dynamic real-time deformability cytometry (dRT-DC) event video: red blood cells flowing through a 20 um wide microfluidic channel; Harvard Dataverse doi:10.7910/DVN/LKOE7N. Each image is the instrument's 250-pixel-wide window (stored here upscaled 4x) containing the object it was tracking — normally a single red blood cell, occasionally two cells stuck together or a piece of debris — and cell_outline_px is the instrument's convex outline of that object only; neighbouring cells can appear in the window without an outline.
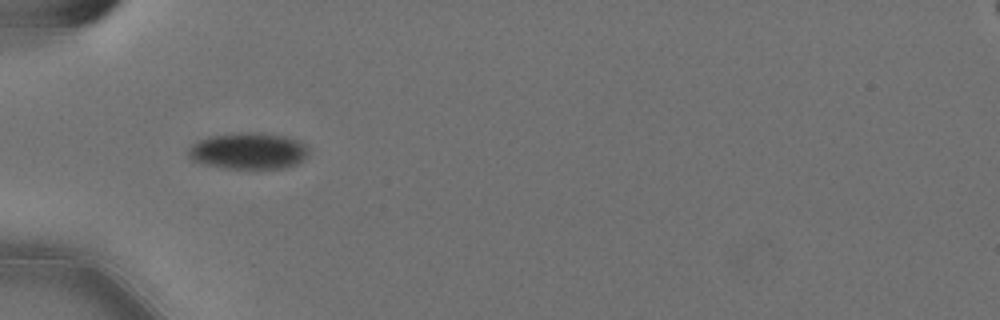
{"species": "Egyptian fruit bat (a non-hibernating species)", "species_latin": "Rousettus aegyptiacus", "temperature_condition": "cold", "stored_images_in_passage": 39, "camera_frame_rate_fps": 3000, "um_per_image_px": 0.085, "animal": {"sex": "female"}, "frame": {"image": 1, "passage_image": 1, "time_ms": 0.0, "image_size_px": [1000, 320], "cell_outline_px": [[308, 152], [296, 164], [284, 168], [224, 168], [204, 164], [192, 160], [188, 156], [188, 148], [192, 144], [208, 136], [248, 132], [260, 132], [284, 136], [300, 140], [308, 148]], "centroid_in_image_um": [21.09, 12.82], "position_along_channel_um": 63.9, "area_um2": 25.43}}
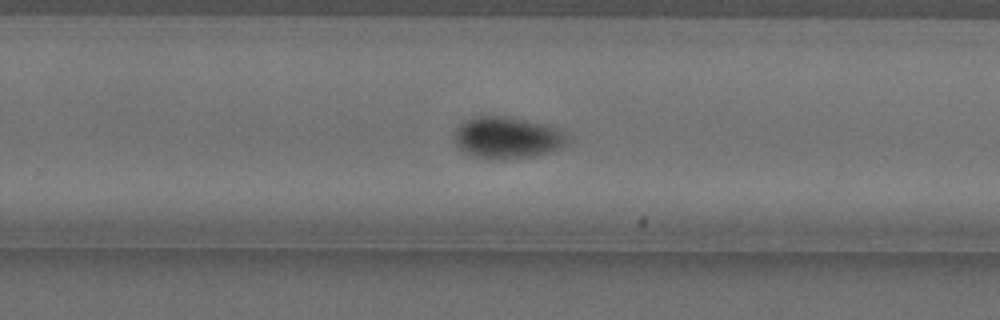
{"frame": {"image": 2, "passage_image": 20, "time_ms": 6.333, "image_size_px": [1000, 320], "cell_outline_px": [[568, 140], [560, 148], [548, 152], [532, 156], [504, 160], [500, 160], [476, 156], [464, 152], [456, 144], [456, 128], [464, 120], [472, 116], [508, 116], [548, 124], [564, 132], [568, 136]], "centroid_in_image_um": [43.12, 11.68], "position_along_channel_um": 286.7, "area_um2": 27.51}}
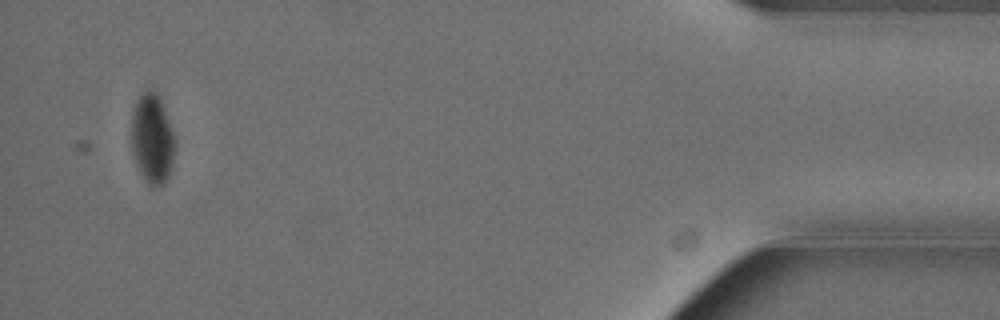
{"frame": {"image": 3, "passage_image": 37, "time_ms": 12.0, "image_size_px": [1000, 320], "cell_outline_px": [[176, 148], [172, 168], [164, 184], [160, 188], [152, 188], [144, 180], [136, 164], [132, 152], [132, 112], [136, 100], [148, 88], [156, 92], [160, 100], [172, 132], [176, 144]], "centroid_in_image_um": [12.94, 11.87], "position_along_channel_um": 422.3, "area_um2": 22.89}}